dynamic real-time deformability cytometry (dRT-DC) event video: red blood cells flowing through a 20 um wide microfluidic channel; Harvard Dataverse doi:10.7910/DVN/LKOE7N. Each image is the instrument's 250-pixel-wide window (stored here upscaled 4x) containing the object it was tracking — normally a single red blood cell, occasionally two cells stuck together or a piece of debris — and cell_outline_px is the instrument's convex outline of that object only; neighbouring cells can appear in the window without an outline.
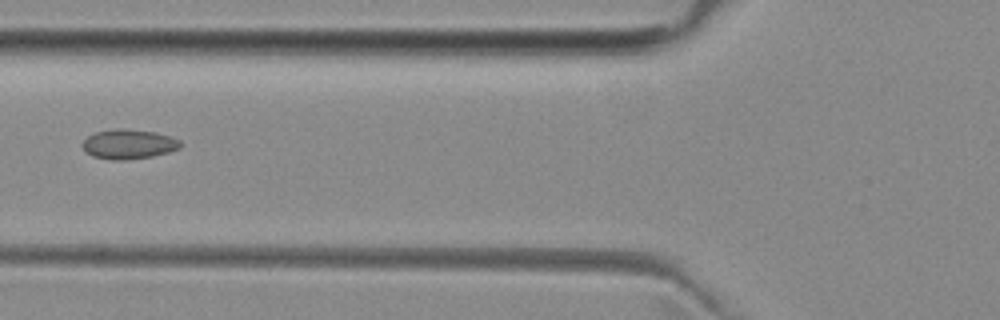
{"species": "common noctule bat (a hibernating species)", "species_latin": "Nyctalus noctula", "temperature_condition": "room temperature", "stored_images_in_passage": 5, "camera_frame_rate_fps": 3000, "um_per_image_px": 0.085, "animal": {"sex": "female", "body_mass_g": 29.2, "forearm_length_mm": 56.3}, "frame": {"image": 1, "passage_image": 5, "time_ms": 5.333, "image_size_px": [1000, 320], "cell_outline_px": [[180, 148], [168, 152], [152, 156], [124, 160], [112, 160], [92, 156], [80, 144], [88, 136], [96, 132], [116, 128], [124, 128], [156, 132], [172, 136], [180, 140]], "centroid_in_image_um": [10.94, 12.24], "position_along_channel_um": 114.9, "area_um2": 16.94}}